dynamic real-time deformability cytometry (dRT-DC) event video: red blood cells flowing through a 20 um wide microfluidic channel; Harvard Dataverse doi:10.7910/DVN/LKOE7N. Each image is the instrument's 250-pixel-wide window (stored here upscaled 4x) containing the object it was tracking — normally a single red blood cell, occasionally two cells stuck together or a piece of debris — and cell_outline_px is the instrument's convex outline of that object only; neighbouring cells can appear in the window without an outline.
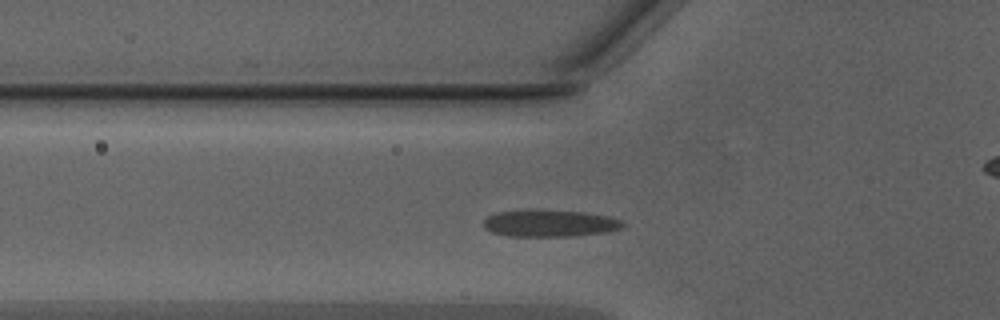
{"species": "Egyptian fruit bat (a non-hibernating species)", "species_latin": "Rousettus aegyptiacus", "temperature_condition": "warm", "stored_images_in_passage": 30, "camera_frame_rate_fps": 3000, "um_per_image_px": 0.085, "animal": {"sex": "male"}, "frame": {"image": 1, "passage_image": 4, "time_ms": 1.0, "image_size_px": [1000, 320], "cell_outline_px": [[624, 224], [620, 228], [604, 232], [572, 236], [508, 236], [492, 232], [484, 228], [484, 220], [488, 216], [496, 212], [584, 212], [608, 216], [620, 220]], "centroid_in_image_um": [46.72, 19.02], "position_along_channel_um": 79.1, "area_um2": 20.81}}
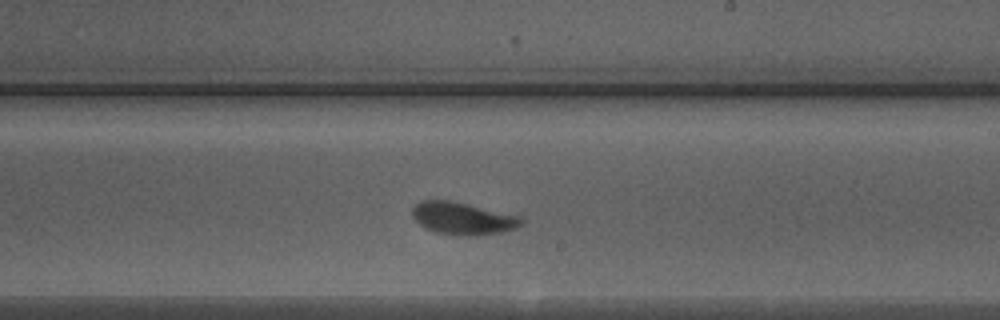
{"frame": {"image": 2, "passage_image": 16, "time_ms": 5.0, "image_size_px": [1000, 320], "cell_outline_px": [[524, 224], [516, 228], [500, 232], [476, 236], [456, 236], [436, 232], [424, 228], [412, 216], [412, 208], [420, 200], [448, 200], [520, 216], [524, 220]], "centroid_in_image_um": [39.33, 18.58], "position_along_channel_um": 249.7, "area_um2": 20.58}}
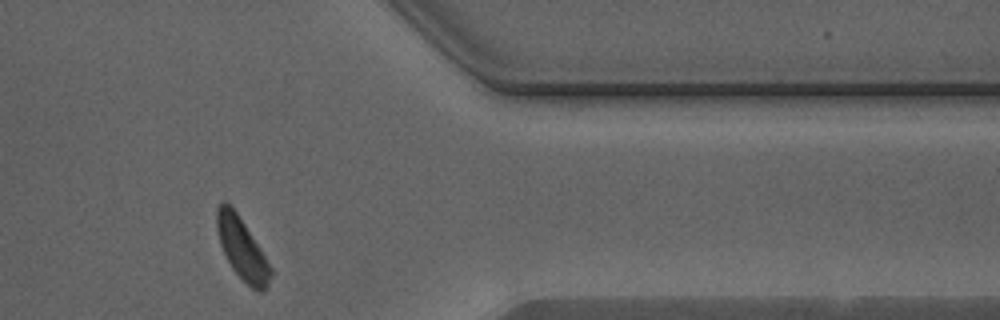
{"frame": {"image": 3, "passage_image": 27, "time_ms": 8.667, "image_size_px": [1000, 320], "cell_outline_px": [[272, 276], [264, 288], [260, 292], [256, 292], [232, 268], [220, 244], [216, 228], [216, 208], [224, 200], [236, 212], [244, 224], [272, 268]], "centroid_in_image_um": [20.55, 21.13], "position_along_channel_um": 390.9, "area_um2": 18.67}}